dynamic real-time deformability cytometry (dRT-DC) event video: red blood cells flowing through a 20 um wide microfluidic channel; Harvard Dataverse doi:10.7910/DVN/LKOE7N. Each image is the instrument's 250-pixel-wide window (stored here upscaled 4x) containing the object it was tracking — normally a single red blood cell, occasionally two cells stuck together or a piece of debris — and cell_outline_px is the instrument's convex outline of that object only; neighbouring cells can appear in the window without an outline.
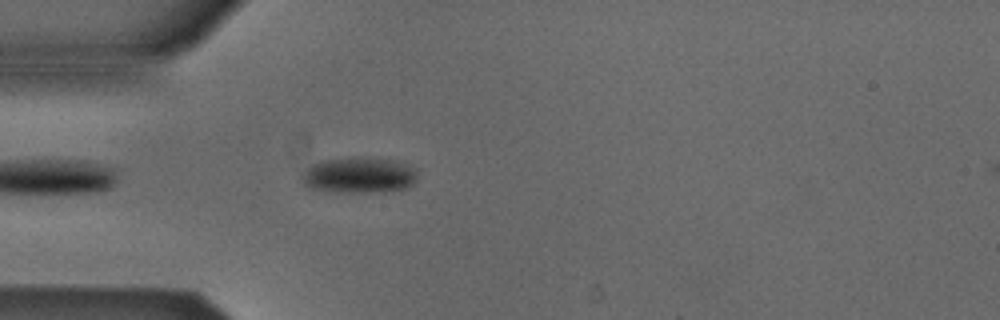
{"species": "Egyptian fruit bat (a non-hibernating species)", "species_latin": "Rousettus aegyptiacus", "temperature_condition": "cold", "stored_images_in_passage": 4, "camera_frame_rate_fps": 3000, "um_per_image_px": 0.085, "animal": {"sex": "male"}, "frame": {"image": 1, "passage_image": 3, "time_ms": 0.667, "image_size_px": [1000, 320], "cell_outline_px": [[416, 176], [412, 184], [404, 188], [384, 192], [328, 192], [308, 188], [304, 184], [300, 176], [312, 164], [320, 160], [396, 160], [408, 164], [416, 168]], "centroid_in_image_um": [30.49, 14.94], "position_along_channel_um": 54.5, "area_um2": 23.52}}